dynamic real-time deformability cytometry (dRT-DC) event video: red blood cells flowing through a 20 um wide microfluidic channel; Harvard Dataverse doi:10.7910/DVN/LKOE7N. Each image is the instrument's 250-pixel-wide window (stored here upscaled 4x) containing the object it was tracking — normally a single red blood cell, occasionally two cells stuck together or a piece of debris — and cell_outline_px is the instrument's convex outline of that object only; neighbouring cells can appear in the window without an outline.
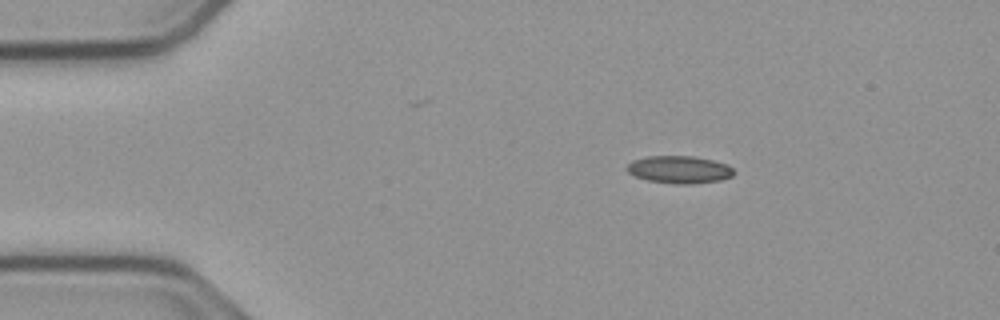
{"species": "common noctule bat (a hibernating species)", "species_latin": "Nyctalus noctula", "temperature_condition": "cold", "stored_images_in_passage": 46, "camera_frame_rate_fps": 3000, "um_per_image_px": 0.085, "animal": {"sex": "male", "body_mass_g": 23.1, "forearm_length_mm": 52.7}, "frame": {"image": 1, "passage_image": 1, "time_ms": 0.0, "image_size_px": [1000, 320], "cell_outline_px": [[736, 172], [732, 176], [720, 180], [692, 184], [676, 184], [648, 180], [632, 176], [624, 168], [632, 160], [648, 156], [696, 156], [728, 164]], "centroid_in_image_um": [57.73, 14.41], "position_along_channel_um": 27.3, "area_um2": 17.34}}
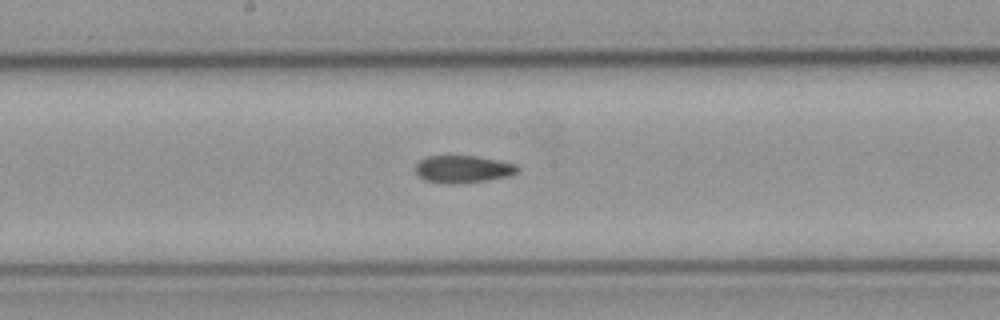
{"frame": {"image": 2, "passage_image": 20, "time_ms": 6.333, "image_size_px": [1000, 320], "cell_outline_px": [[520, 168], [516, 172], [508, 176], [488, 180], [460, 184], [444, 184], [424, 180], [416, 172], [416, 164], [420, 160], [428, 156], [476, 156], [516, 164]], "centroid_in_image_um": [39.34, 14.39], "position_along_channel_um": 208.9, "area_um2": 16.3}}
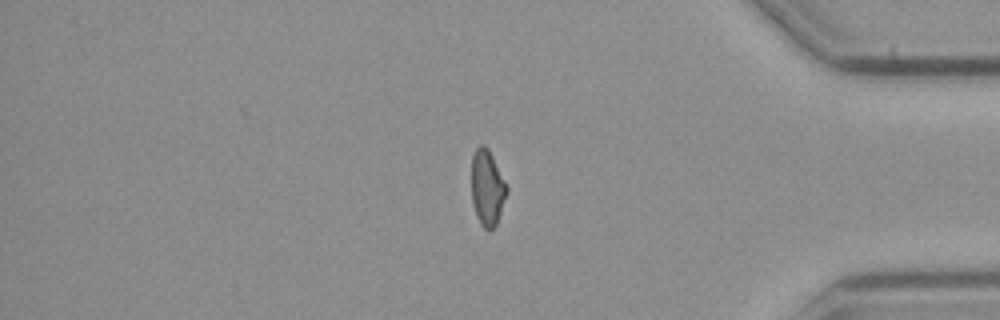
{"frame": {"image": 3, "passage_image": 37, "time_ms": 12.0, "image_size_px": [1000, 320], "cell_outline_px": [[508, 192], [496, 224], [488, 232], [480, 224], [476, 216], [472, 204], [472, 156], [476, 148], [480, 144], [484, 144], [488, 148], [508, 188]], "centroid_in_image_um": [41.4, 15.98], "position_along_channel_um": 393.8, "area_um2": 15.55}, "authors_computed_cell_mechanics": {"area_um2": 16.2129, "velocity_mm_per_s": 3.7891, "shape_relaxation_time_tau1_ms": null, "shape_relaxation_time_tau2_ms": 3.9207, "deformation_change_tau1": null, "deformation_change_tau2": 0.0935}}